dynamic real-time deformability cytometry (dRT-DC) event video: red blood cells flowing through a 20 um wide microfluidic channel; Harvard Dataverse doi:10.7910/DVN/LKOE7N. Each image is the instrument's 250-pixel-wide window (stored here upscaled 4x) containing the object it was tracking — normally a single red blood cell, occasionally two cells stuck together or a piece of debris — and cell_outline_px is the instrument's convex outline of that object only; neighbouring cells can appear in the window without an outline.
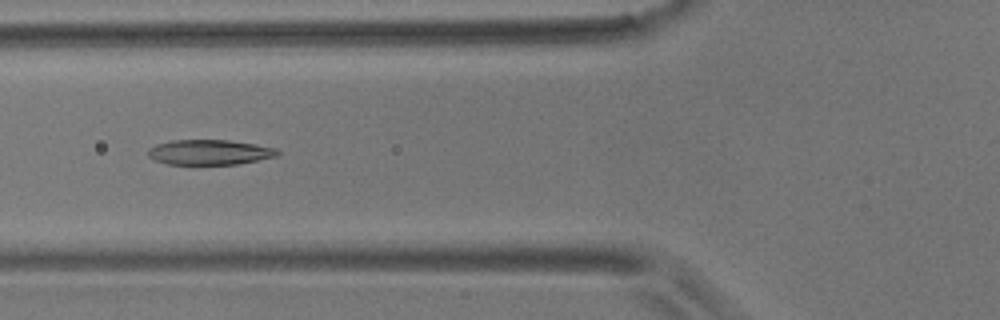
{"species": "common noctule bat (a hibernating species)", "species_latin": "Nyctalus noctula", "temperature_condition": "room temperature", "stored_images_in_passage": 7, "camera_frame_rate_fps": 3000, "um_per_image_px": 0.085, "animal": {"sex": "male", "body_mass_g": 17.9}, "frame": {"image": 1, "passage_image": 3, "time_ms": 2.333, "image_size_px": [1000, 320], "cell_outline_px": [[280, 152], [276, 156], [236, 164], [168, 164], [156, 160], [148, 156], [148, 148], [156, 144], [172, 140], [228, 140], [256, 144], [272, 148]], "centroid_in_image_um": [17.76, 12.93], "position_along_channel_um": 108.0, "area_um2": 18.67}}
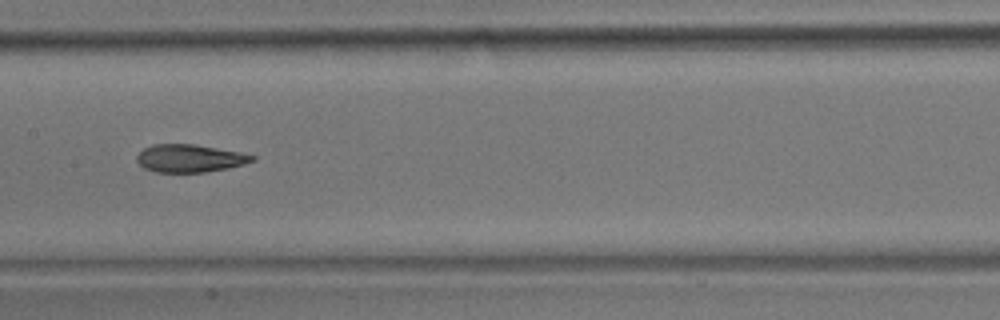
{"frame": {"image": 2, "passage_image": 5, "time_ms": 4.667, "image_size_px": [1000, 320], "cell_outline_px": [[256, 160], [244, 164], [228, 168], [204, 172], [156, 172], [144, 168], [136, 160], [136, 156], [144, 148], [152, 144], [192, 144], [240, 152], [256, 156]], "centroid_in_image_um": [16.13, 13.46], "position_along_channel_um": 191.3, "area_um2": 18.61}}
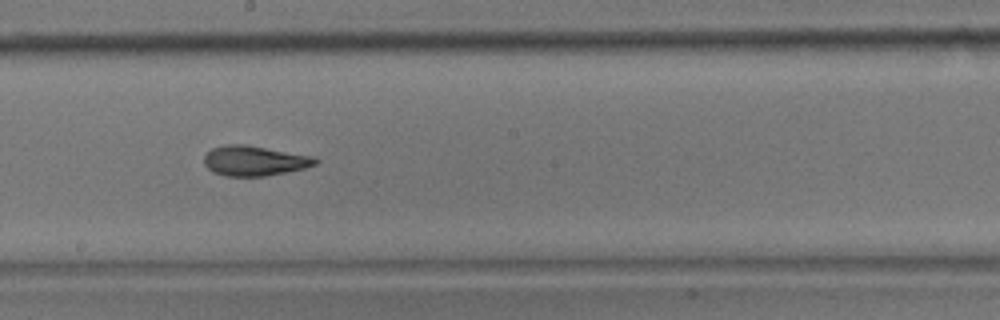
{"frame": {"image": 3, "passage_image": 6, "time_ms": 5.667, "image_size_px": [1000, 320], "cell_outline_px": [[320, 160], [316, 164], [304, 168], [264, 176], [224, 176], [212, 172], [204, 164], [204, 156], [212, 148], [224, 144], [244, 144], [316, 156]], "centroid_in_image_um": [21.63, 13.65], "position_along_channel_um": 226.6, "area_um2": 19.59}}